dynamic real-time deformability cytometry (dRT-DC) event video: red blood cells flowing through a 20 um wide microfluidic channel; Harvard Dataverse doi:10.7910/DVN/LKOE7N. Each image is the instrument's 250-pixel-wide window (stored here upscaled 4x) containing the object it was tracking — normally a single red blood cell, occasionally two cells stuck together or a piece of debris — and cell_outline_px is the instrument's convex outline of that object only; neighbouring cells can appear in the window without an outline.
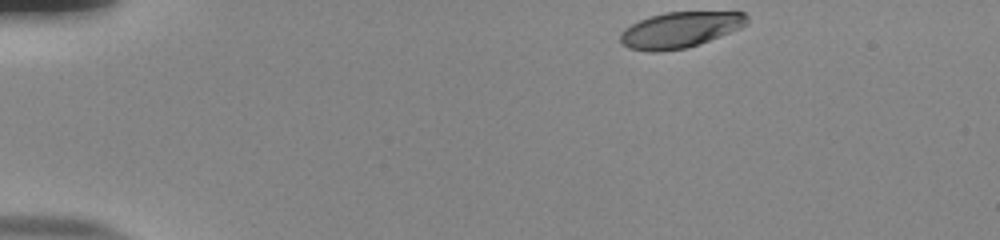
{"species": "human", "species_latin": "Homo sapiens", "temperature_condition": "room temperature", "stored_images_in_passage": 38, "camera_frame_rate_fps": 3000, "um_per_image_px": 0.085, "donor": {"sex": "male"}, "frame": {"image": 1, "passage_image": 1, "time_ms": 0.0, "image_size_px": [1000, 240], "cell_outline_px": [[748, 24], [740, 28], [700, 44], [688, 48], [660, 52], [648, 52], [628, 48], [620, 44], [620, 32], [624, 28], [640, 20], [664, 12], [744, 12], [748, 16]], "centroid_in_image_um": [57.78, 2.55], "position_along_channel_um": 27.2, "area_um2": 26.65}}
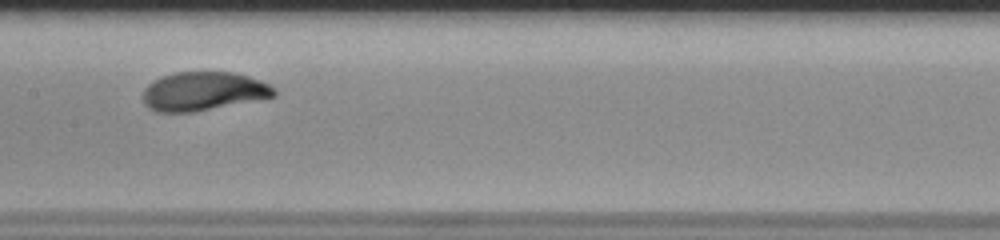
{"frame": {"image": 2, "passage_image": 21, "time_ms": 6.667, "image_size_px": [1000, 240], "cell_outline_px": [[276, 96], [264, 100], [196, 112], [156, 112], [148, 108], [144, 104], [144, 88], [148, 84], [160, 76], [176, 72], [236, 72], [260, 80], [276, 88]], "centroid_in_image_um": [17.34, 7.77], "position_along_channel_um": 190.1, "area_um2": 30.29}}
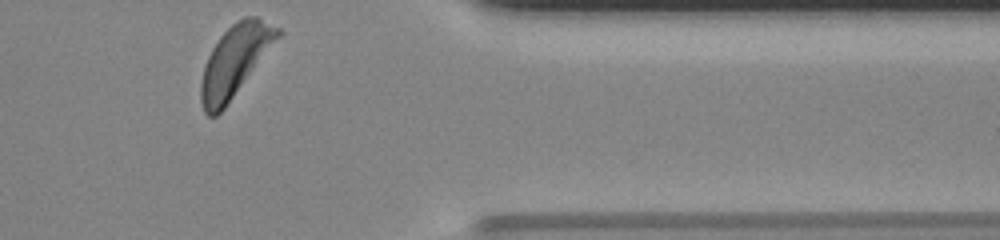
{"frame": {"image": 3, "passage_image": 38, "time_ms": 12.333, "image_size_px": [1000, 240], "cell_outline_px": [[280, 36], [224, 108], [216, 116], [208, 116], [204, 112], [200, 100], [200, 84], [204, 68], [208, 56], [212, 48], [220, 36], [236, 20], [244, 16], [256, 16], [280, 28]], "centroid_in_image_um": [19.95, 5.16], "position_along_channel_um": 391.5, "area_um2": 31.27}, "authors_computed_cell_mechanics": {"area_um2": 30.0849, "velocity_mm_per_s": 3.8051, "shape_relaxation_time_tau1_ms": 2.5728, "shape_relaxation_time_tau2_ms": null, "deformation_change_tau1": 0.1715, "deformation_change_tau2": null}}